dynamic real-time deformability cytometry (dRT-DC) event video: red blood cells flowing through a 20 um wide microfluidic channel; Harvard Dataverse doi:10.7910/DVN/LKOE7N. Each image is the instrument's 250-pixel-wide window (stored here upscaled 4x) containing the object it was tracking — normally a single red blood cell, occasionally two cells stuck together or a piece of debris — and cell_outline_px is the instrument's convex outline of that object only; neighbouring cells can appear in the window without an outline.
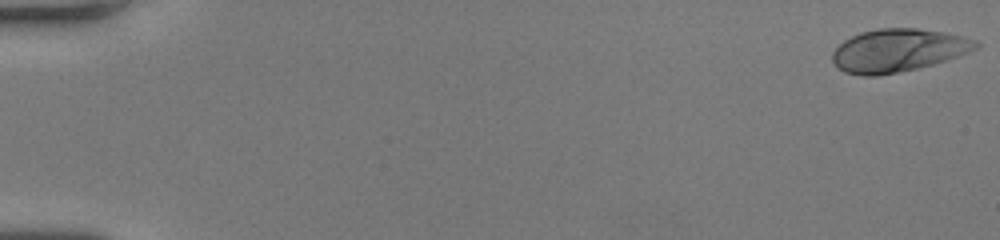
{"species": "human", "species_latin": "Homo sapiens", "temperature_condition": "room temperature", "stored_images_in_passage": 53, "camera_frame_rate_fps": 3000, "um_per_image_px": 0.085, "donor": {"sex": "female"}, "frame": {"image": 1, "passage_image": 1, "time_ms": 0.0, "image_size_px": [1000, 240], "cell_outline_px": [[980, 44], [976, 48], [968, 52], [932, 64], [916, 68], [876, 76], [864, 76], [844, 72], [836, 68], [832, 60], [832, 52], [844, 40], [860, 32], [880, 28], [916, 28], [944, 32], [980, 40]], "centroid_in_image_um": [76.31, 4.27], "position_along_channel_um": 8.7, "area_um2": 35.72}}
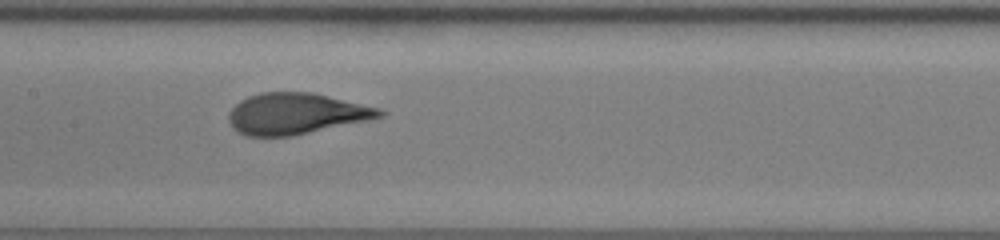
{"frame": {"image": 2, "passage_image": 28, "time_ms": 9.0, "image_size_px": [1000, 240], "cell_outline_px": [[388, 112], [384, 116], [368, 120], [292, 136], [248, 136], [240, 132], [228, 120], [228, 112], [240, 100], [248, 96], [260, 92], [312, 92], [380, 108]], "centroid_in_image_um": [25.19, 9.65], "position_along_channel_um": 182.2, "area_um2": 36.07}}
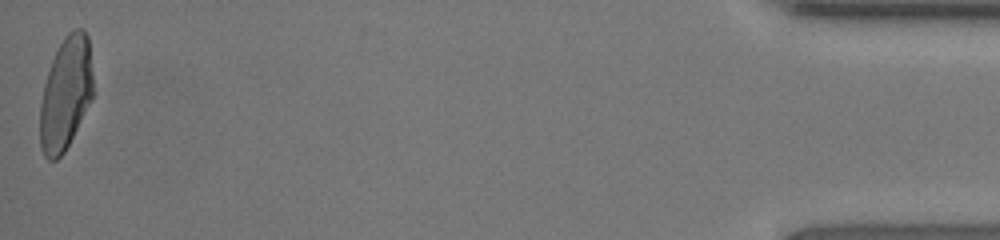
{"frame": {"image": 3, "passage_image": 53, "time_ms": 17.333, "image_size_px": [1000, 240], "cell_outline_px": [[92, 100], [64, 152], [56, 160], [48, 160], [44, 156], [40, 148], [40, 100], [44, 84], [52, 60], [64, 36], [68, 32], [76, 28], [84, 28], [88, 36], [92, 72]], "centroid_in_image_um": [5.58, 7.95], "position_along_channel_um": 429.6, "area_um2": 34.91}, "authors_computed_cell_mechanics": {"area_um2": 35.1424, "velocity_mm_per_s": 4.0393, "shape_relaxation_time_tau1_ms": 3.6473, "shape_relaxation_time_tau2_ms": null, "deformation_change_tau1": 0.1953, "deformation_change_tau2": null}}